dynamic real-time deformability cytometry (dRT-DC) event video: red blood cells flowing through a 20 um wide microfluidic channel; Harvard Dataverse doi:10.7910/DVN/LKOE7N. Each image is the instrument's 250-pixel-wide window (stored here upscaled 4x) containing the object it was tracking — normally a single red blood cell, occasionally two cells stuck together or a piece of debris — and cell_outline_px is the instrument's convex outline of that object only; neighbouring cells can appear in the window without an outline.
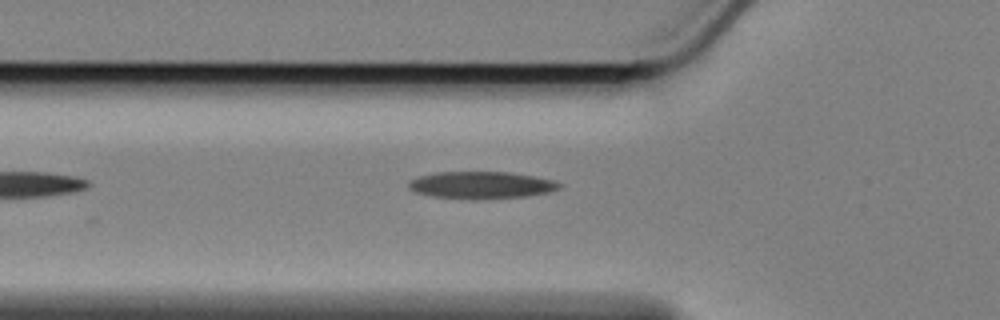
{"species": "Egyptian fruit bat (a non-hibernating species)", "species_latin": "Rousettus aegyptiacus", "temperature_condition": "cold", "stored_images_in_passage": 10, "camera_frame_rate_fps": 3000, "um_per_image_px": 0.085, "animal": {"sex": "female"}, "frame": {"image": 1, "passage_image": 2, "time_ms": 0.333, "image_size_px": [1000, 320], "cell_outline_px": [[560, 188], [548, 192], [524, 196], [432, 196], [416, 192], [408, 188], [408, 180], [420, 176], [436, 172], [508, 172], [532, 176], [552, 180], [560, 184]], "centroid_in_image_um": [40.86, 15.67], "position_along_channel_um": 84.9, "area_um2": 22.37}}
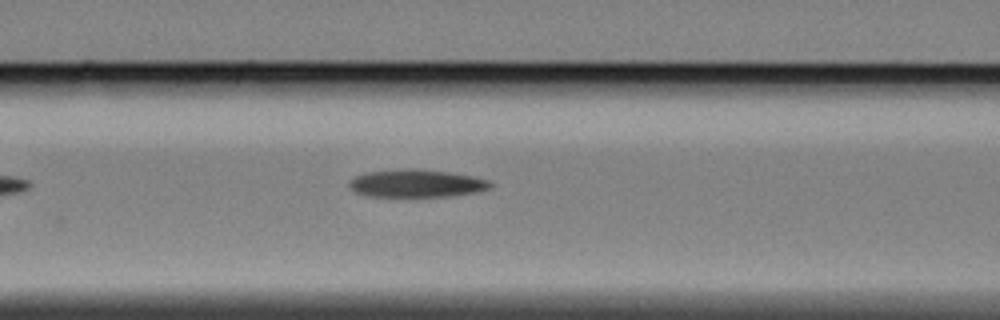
{"frame": {"image": 2, "passage_image": 6, "time_ms": 1.667, "image_size_px": [1000, 320], "cell_outline_px": [[492, 184], [488, 188], [476, 192], [452, 196], [368, 196], [356, 192], [348, 184], [348, 180], [364, 172], [408, 168], [416, 168], [448, 172], [488, 180]], "centroid_in_image_um": [35.34, 15.58], "position_along_channel_um": 131.3, "area_um2": 22.6}}
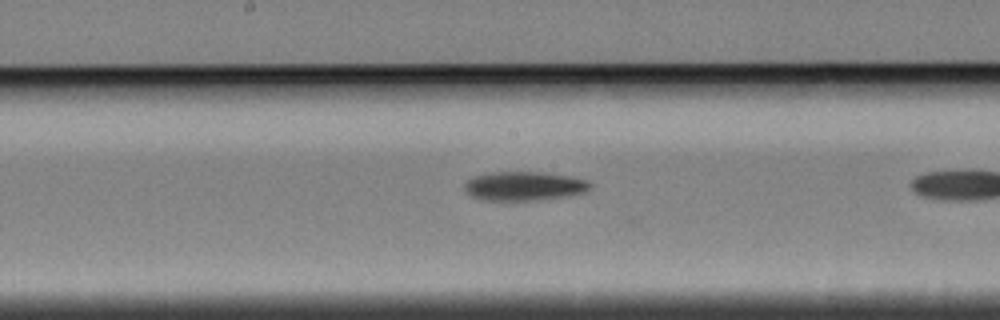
{"frame": {"image": 3, "passage_image": 9, "time_ms": 2.667, "image_size_px": [1000, 320], "cell_outline_px": [[592, 184], [584, 192], [564, 196], [536, 200], [480, 200], [472, 196], [464, 188], [464, 184], [468, 180], [476, 176], [492, 172], [540, 172], [568, 176], [588, 180]], "centroid_in_image_um": [44.53, 15.81], "position_along_channel_um": 203.7, "area_um2": 20.92}}